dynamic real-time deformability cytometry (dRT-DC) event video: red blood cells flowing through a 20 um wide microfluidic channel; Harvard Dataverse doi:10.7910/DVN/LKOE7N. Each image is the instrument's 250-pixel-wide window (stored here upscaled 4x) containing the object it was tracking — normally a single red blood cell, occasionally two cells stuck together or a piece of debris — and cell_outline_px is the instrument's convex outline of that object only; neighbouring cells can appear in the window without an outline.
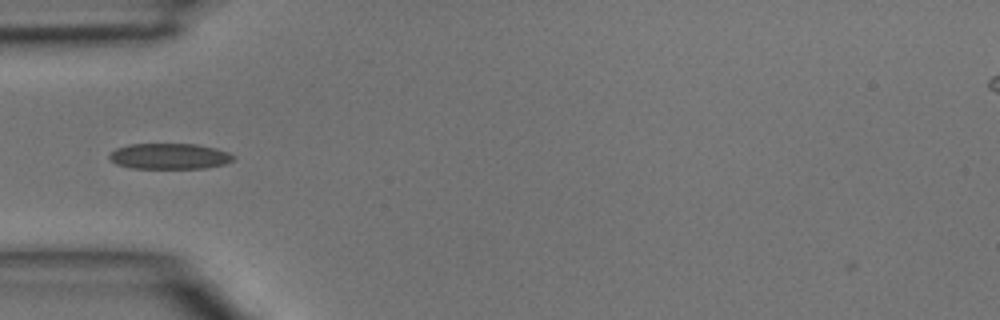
{"species": "common noctule bat (a hibernating species)", "species_latin": "Nyctalus noctula", "temperature_condition": "room temperature", "stored_images_in_passage": 32, "camera_frame_rate_fps": 3000, "um_per_image_px": 0.085, "animal": {"sex": "male", "body_mass_g": 15.6}, "frame": {"image": 1, "passage_image": 1, "time_ms": 0.0, "image_size_px": [1000, 320], "cell_outline_px": [[236, 156], [232, 160], [224, 164], [204, 168], [132, 168], [116, 164], [108, 156], [116, 148], [128, 144], [196, 144], [216, 148], [228, 152]], "centroid_in_image_um": [14.41, 13.27], "position_along_channel_um": 70.6, "area_um2": 18.55}}
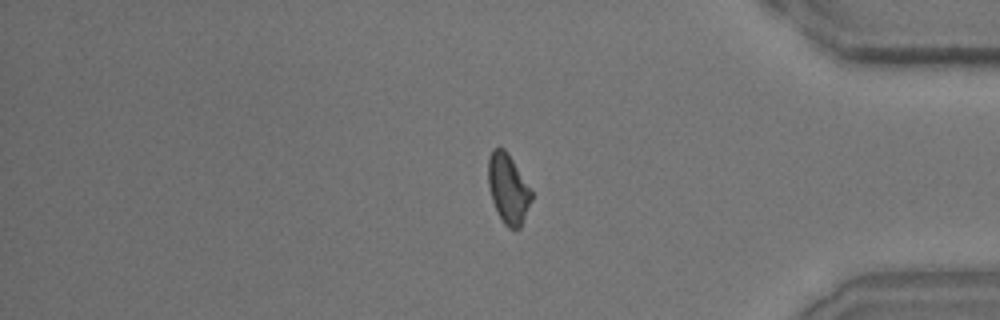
{"frame": {"image": 2, "passage_image": 25, "time_ms": 8.0, "image_size_px": [1000, 320], "cell_outline_px": [[532, 200], [520, 228], [508, 228], [504, 224], [492, 200], [488, 184], [488, 156], [492, 148], [504, 148], [508, 152], [532, 192]], "centroid_in_image_um": [43.18, 16.02], "position_along_channel_um": 392.0, "area_um2": 17.4}}
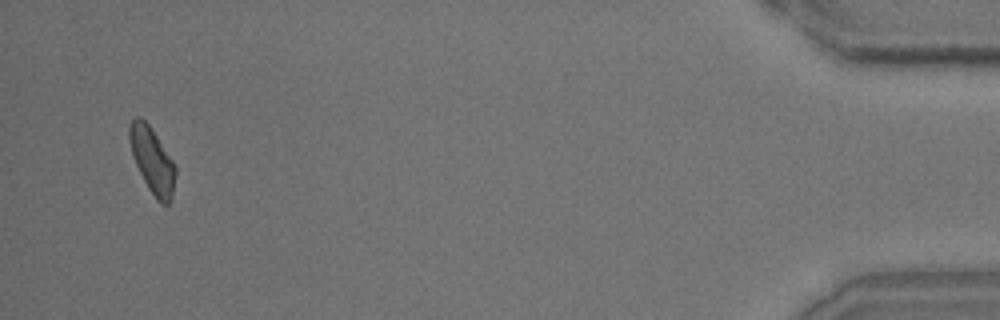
{"frame": {"image": 3, "passage_image": 31, "time_ms": 10.0, "image_size_px": [1000, 320], "cell_outline_px": [[176, 172], [172, 196], [168, 204], [160, 204], [156, 200], [148, 188], [132, 156], [128, 136], [128, 124], [136, 116], [140, 116], [148, 124], [172, 160], [176, 168]], "centroid_in_image_um": [12.91, 13.63], "position_along_channel_um": 422.3, "area_um2": 17.46}}